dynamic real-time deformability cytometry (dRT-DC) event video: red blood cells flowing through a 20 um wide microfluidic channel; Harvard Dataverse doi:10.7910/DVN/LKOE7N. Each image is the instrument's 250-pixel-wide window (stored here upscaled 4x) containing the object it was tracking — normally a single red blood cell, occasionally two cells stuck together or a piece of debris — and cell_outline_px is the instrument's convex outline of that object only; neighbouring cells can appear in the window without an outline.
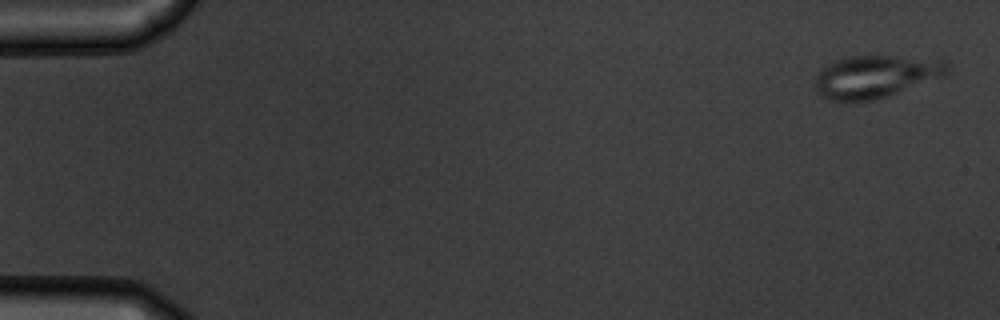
{"species": "common noctule bat (a hibernating species)", "species_latin": "Nyctalus noctula", "temperature_condition": "warm", "stored_images_in_passage": 54, "camera_frame_rate_fps": 3000, "um_per_image_px": 0.085, "animal": {"sex": "male", "body_mass_g": 19.5, "forearm_length_mm": 54.6}, "frame": {"image": 1, "passage_image": 2, "time_ms": 0.333, "image_size_px": [1000, 320], "cell_outline_px": [[948, 76], [876, 100], [852, 104], [848, 104], [824, 100], [816, 92], [816, 76], [828, 64], [836, 60], [848, 56], [888, 56], [944, 60], [948, 64]], "centroid_in_image_um": [74.41, 6.57], "position_along_channel_um": 10.6, "area_um2": 33.58}}
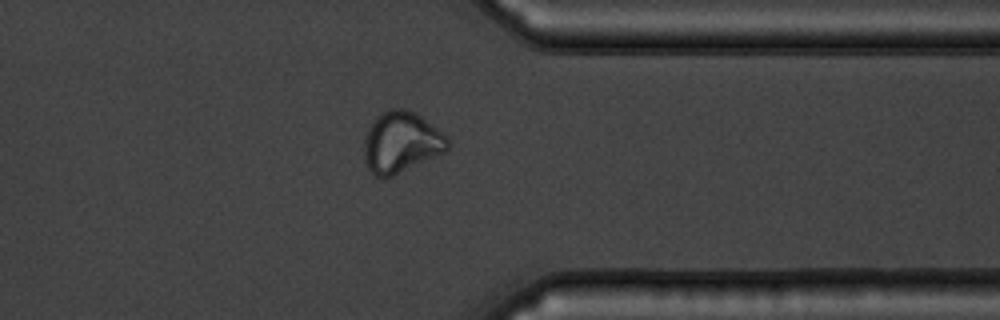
{"frame": {"image": 2, "passage_image": 43, "time_ms": 14.0, "image_size_px": [1000, 320], "cell_outline_px": [[448, 148], [444, 152], [388, 180], [384, 180], [376, 176], [368, 168], [364, 160], [364, 136], [368, 128], [376, 116], [392, 108], [404, 108], [416, 112], [440, 132], [448, 140]], "centroid_in_image_um": [34.05, 12.14], "position_along_channel_um": 377.4, "area_um2": 29.94}}
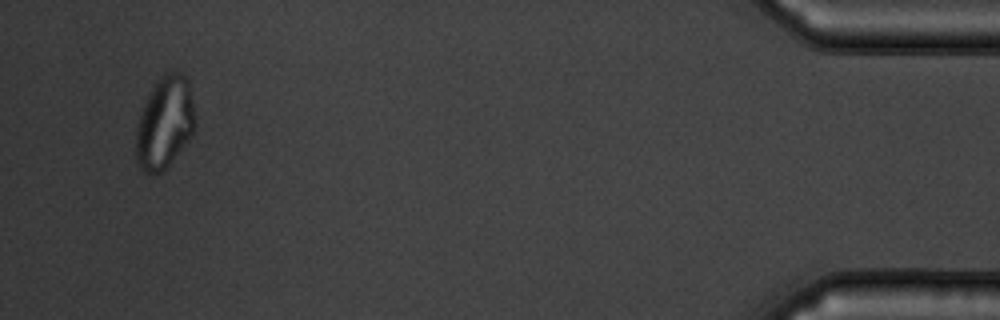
{"frame": {"image": 3, "passage_image": 52, "time_ms": 17.0, "image_size_px": [1000, 320], "cell_outline_px": [[196, 124], [188, 140], [164, 172], [152, 176], [144, 172], [140, 168], [136, 160], [136, 128], [140, 112], [156, 80], [164, 72], [180, 72], [188, 80], [196, 120]], "centroid_in_image_um": [13.98, 10.47], "position_along_channel_um": 421.2, "area_um2": 32.02}}